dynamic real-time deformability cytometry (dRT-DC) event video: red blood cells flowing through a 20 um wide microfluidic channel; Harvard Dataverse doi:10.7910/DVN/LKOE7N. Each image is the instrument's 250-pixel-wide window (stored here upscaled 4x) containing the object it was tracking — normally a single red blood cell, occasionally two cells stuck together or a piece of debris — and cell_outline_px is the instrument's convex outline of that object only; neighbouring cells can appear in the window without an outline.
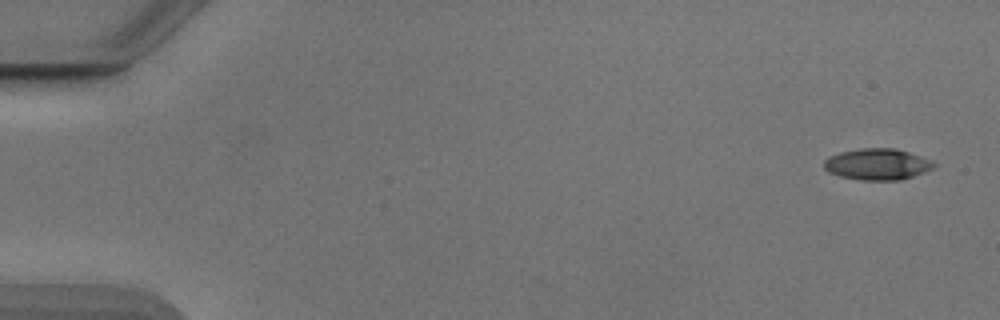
{"species": "Egyptian fruit bat (a non-hibernating species)", "species_latin": "Rousettus aegyptiacus", "temperature_condition": "cold", "stored_images_in_passage": 52, "camera_frame_rate_fps": 3000, "um_per_image_px": 0.085, "animal": {"sex": "male"}, "frame": {"image": 1, "passage_image": 1, "time_ms": 0.0, "image_size_px": [1000, 320], "cell_outline_px": [[936, 164], [932, 168], [924, 172], [900, 180], [864, 180], [840, 176], [828, 172], [824, 168], [824, 160], [828, 156], [840, 152], [860, 148], [896, 148], [932, 160]], "centroid_in_image_um": [74.55, 13.95], "position_along_channel_um": 10.4, "area_um2": 20.0}}
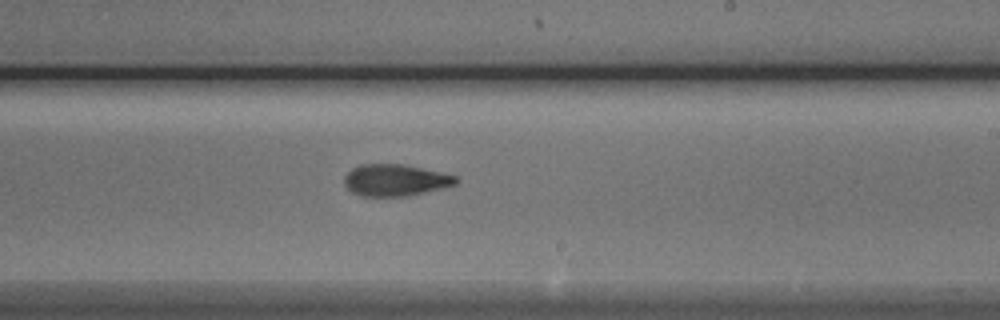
{"frame": {"image": 2, "passage_image": 31, "time_ms": 10.0, "image_size_px": [1000, 320], "cell_outline_px": [[460, 180], [456, 184], [444, 188], [408, 196], [360, 196], [352, 192], [344, 184], [344, 176], [352, 168], [360, 164], [404, 164], [440, 172], [456, 176]], "centroid_in_image_um": [33.61, 15.31], "position_along_channel_um": 255.4, "area_um2": 20.75}}
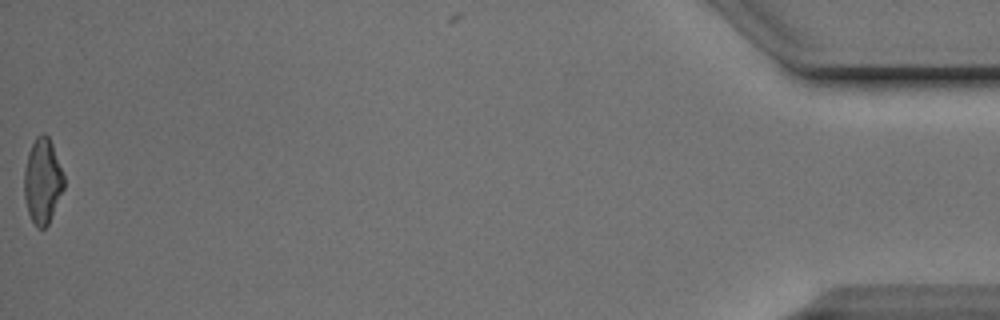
{"frame": {"image": 3, "passage_image": 52, "time_ms": 17.0, "image_size_px": [1000, 320], "cell_outline_px": [[64, 188], [48, 224], [44, 228], [36, 228], [28, 212], [24, 196], [24, 168], [28, 152], [36, 136], [44, 132], [48, 136], [52, 144], [64, 176]], "centroid_in_image_um": [3.6, 15.38], "position_along_channel_um": 431.6, "area_um2": 19.65}, "authors_computed_cell_mechanics": {"area_um2": 20.3456, "velocity_mm_per_s": 3.8994, "shape_relaxation_time_tau1_ms": 3.0787, "shape_relaxation_time_tau2_ms": 2.9298, "deformation_change_tau1": 0.1645, "deformation_change_tau2": 0.1139}}